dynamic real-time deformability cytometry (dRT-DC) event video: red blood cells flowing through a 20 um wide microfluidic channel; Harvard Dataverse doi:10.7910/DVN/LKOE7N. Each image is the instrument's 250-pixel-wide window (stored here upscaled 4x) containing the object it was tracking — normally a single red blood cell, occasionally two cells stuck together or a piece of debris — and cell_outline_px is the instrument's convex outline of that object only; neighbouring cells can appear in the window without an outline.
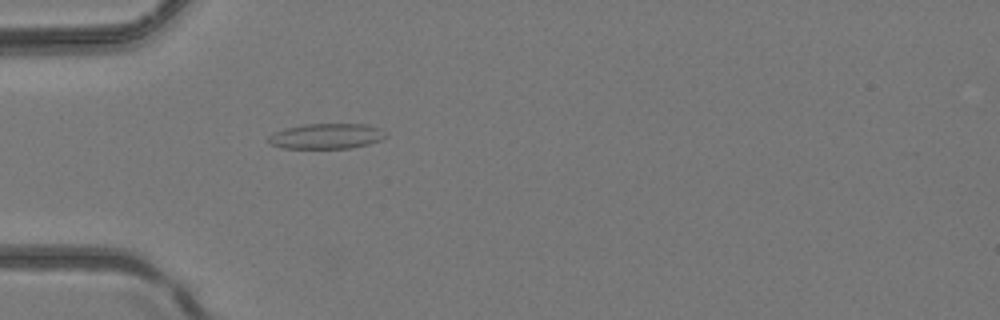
{"species": "common noctule bat (a hibernating species)", "species_latin": "Nyctalus noctula", "temperature_condition": "room temperature", "stored_images_in_passage": 4, "camera_frame_rate_fps": 3000, "um_per_image_px": 0.085, "animal": {"sex": "female", "body_mass_g": 24.6, "forearm_length_mm": 56.2}, "frame": {"image": 1, "passage_image": 4, "time_ms": 1.0, "image_size_px": [1000, 320], "cell_outline_px": [[388, 136], [380, 140], [368, 144], [352, 148], [280, 148], [272, 144], [268, 140], [268, 136], [284, 128], [304, 124], [368, 124], [376, 128]], "centroid_in_image_um": [27.72, 11.57], "position_along_channel_um": 57.3, "area_um2": 17.17}}